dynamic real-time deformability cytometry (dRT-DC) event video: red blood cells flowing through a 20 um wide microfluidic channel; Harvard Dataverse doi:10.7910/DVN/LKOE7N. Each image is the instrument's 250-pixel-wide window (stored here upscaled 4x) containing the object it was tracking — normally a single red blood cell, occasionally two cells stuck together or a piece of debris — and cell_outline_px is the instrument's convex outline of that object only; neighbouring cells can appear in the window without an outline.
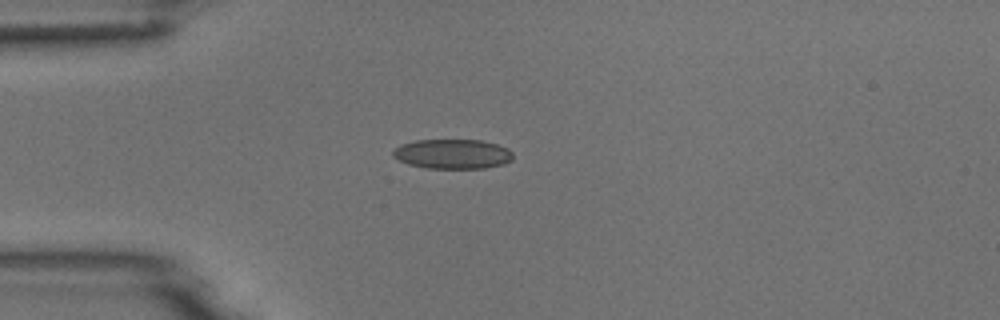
{"species": "common noctule bat (a hibernating species)", "species_latin": "Nyctalus noctula", "temperature_condition": "room temperature", "stored_images_in_passage": 1, "camera_frame_rate_fps": 3000, "um_per_image_px": 0.085, "animal": {"sex": "male", "body_mass_g": 18.8}, "frame": {"image": 1, "passage_image": 1, "time_ms": 0.0, "image_size_px": [1000, 320], "cell_outline_px": [[512, 160], [504, 164], [484, 168], [428, 168], [408, 164], [392, 156], [392, 152], [400, 144], [416, 140], [480, 140], [496, 144], [508, 148], [512, 152]], "centroid_in_image_um": [38.47, 13.08], "position_along_channel_um": 46.5, "area_um2": 20.69}}